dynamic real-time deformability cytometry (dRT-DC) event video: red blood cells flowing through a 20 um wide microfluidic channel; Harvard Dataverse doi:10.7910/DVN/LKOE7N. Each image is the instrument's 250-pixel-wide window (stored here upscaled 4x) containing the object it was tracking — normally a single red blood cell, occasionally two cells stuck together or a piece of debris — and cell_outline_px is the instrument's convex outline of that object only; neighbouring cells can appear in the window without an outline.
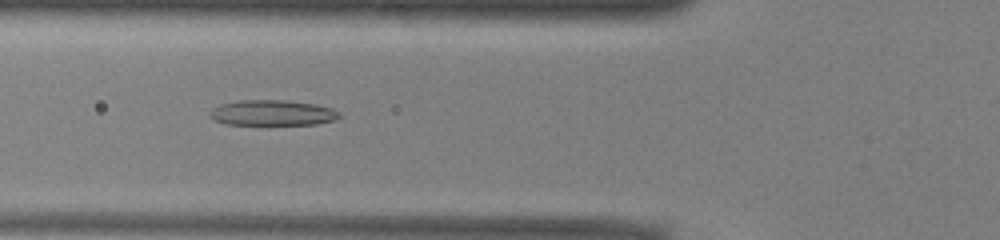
{"species": "common noctule bat (a hibernating species)", "species_latin": "Nyctalus noctula", "temperature_condition": "warm", "stored_images_in_passage": 51, "camera_frame_rate_fps": 3000, "um_per_image_px": 0.085, "animal": {"sex": "male", "body_mass_g": 13.0, "forearm_length_mm": 53.1}, "frame": {"image": 1, "passage_image": 18, "time_ms": 5.667, "image_size_px": [1000, 240], "cell_outline_px": [[344, 116], [336, 120], [316, 124], [268, 128], [224, 124], [208, 116], [208, 112], [212, 108], [220, 104], [240, 100], [288, 100], [316, 104], [332, 108], [340, 112]], "centroid_in_image_um": [23.17, 9.65], "position_along_channel_um": 102.6, "area_um2": 20.81}}
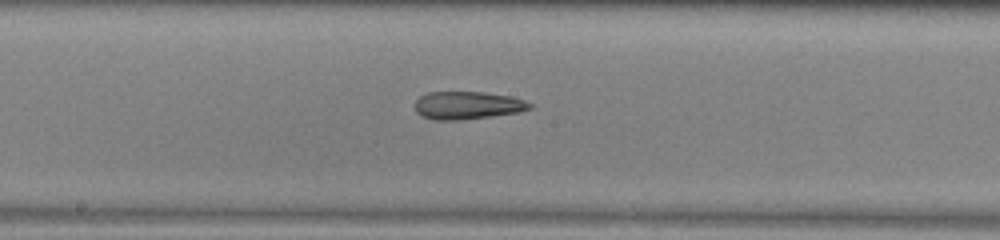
{"frame": {"image": 2, "passage_image": 26, "time_ms": 8.333, "image_size_px": [1000, 240], "cell_outline_px": [[532, 108], [520, 112], [456, 120], [436, 120], [424, 116], [416, 112], [416, 100], [420, 96], [428, 92], [484, 92], [512, 96], [524, 100], [532, 104]], "centroid_in_image_um": [39.76, 8.94], "position_along_channel_um": 208.4, "area_um2": 18.44}}
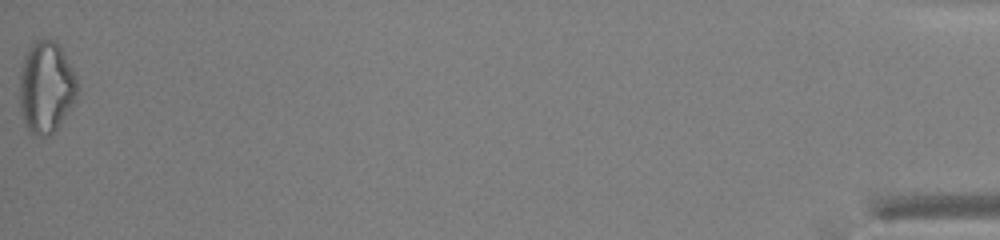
{"frame": {"image": 3, "passage_image": 51, "time_ms": 16.667, "image_size_px": [1000, 240], "cell_outline_px": [[80, 88], [72, 104], [56, 128], [48, 136], [36, 136], [28, 128], [24, 120], [20, 108], [20, 72], [28, 48], [36, 40], [52, 40], [60, 48], [72, 68]], "centroid_in_image_um": [3.92, 7.42], "position_along_channel_um": 431.3, "area_um2": 30.17}, "authors_computed_cell_mechanics": {"area_um2": 21.2126, "velocity_mm_per_s": 3.9679, "shape_relaxation_time_tau1_ms": null, "shape_relaxation_time_tau2_ms": 3.4349, "deformation_change_tau1": null, "deformation_change_tau2": 0.1447}}